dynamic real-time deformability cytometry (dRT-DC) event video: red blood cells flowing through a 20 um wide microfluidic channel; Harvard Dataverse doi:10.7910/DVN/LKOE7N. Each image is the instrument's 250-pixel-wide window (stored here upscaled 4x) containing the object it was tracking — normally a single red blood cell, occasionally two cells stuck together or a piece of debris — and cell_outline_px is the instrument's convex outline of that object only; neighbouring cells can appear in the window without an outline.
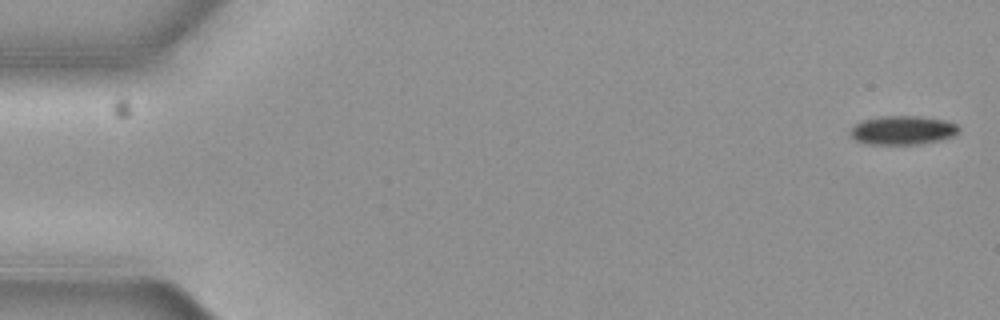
{"species": "common noctule bat (a hibernating species)", "species_latin": "Nyctalus noctula", "temperature_condition": "cold", "stored_images_in_passage": 5, "camera_frame_rate_fps": 3000, "um_per_image_px": 0.085, "animal": {"sex": "female", "body_mass_g": 19.3, "forearm_length_mm": 54.1}, "frame": {"image": 1, "passage_image": 1, "time_ms": 0.0, "image_size_px": [1000, 320], "cell_outline_px": [[960, 128], [952, 136], [940, 140], [920, 144], [868, 144], [856, 140], [848, 136], [848, 132], [860, 120], [880, 116], [920, 116], [944, 120], [956, 124]], "centroid_in_image_um": [76.67, 11.06], "position_along_channel_um": 8.3, "area_um2": 18.32}}
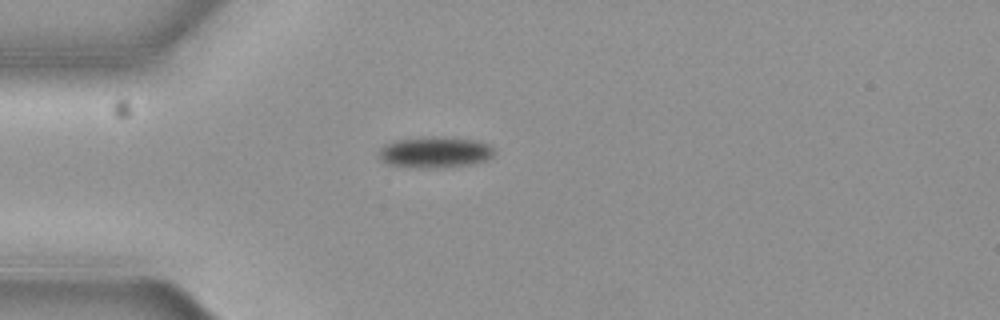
{"frame": {"image": 2, "passage_image": 5, "time_ms": 1.333, "image_size_px": [1000, 320], "cell_outline_px": [[492, 156], [484, 160], [468, 164], [432, 168], [424, 168], [388, 164], [380, 160], [380, 148], [384, 144], [400, 140], [432, 136], [440, 136], [476, 140], [488, 144], [492, 148]], "centroid_in_image_um": [36.94, 12.93], "position_along_channel_um": 48.1, "area_um2": 20.46}}